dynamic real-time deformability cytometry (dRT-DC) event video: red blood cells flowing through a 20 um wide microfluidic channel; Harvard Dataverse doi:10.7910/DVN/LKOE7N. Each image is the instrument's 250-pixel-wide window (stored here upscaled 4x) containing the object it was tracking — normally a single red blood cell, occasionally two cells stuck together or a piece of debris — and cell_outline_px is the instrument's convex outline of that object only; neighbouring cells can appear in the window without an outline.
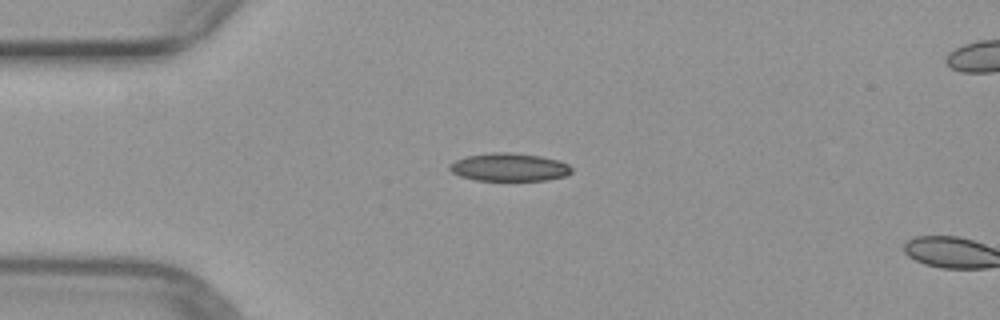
{"species": "common noctule bat (a hibernating species)", "species_latin": "Nyctalus noctula", "temperature_condition": "warm", "stored_images_in_passage": 14, "camera_frame_rate_fps": 3000, "um_per_image_px": 0.085, "animal": {"sex": "female", "body_mass_g": 29.2, "forearm_length_mm": 56.3}, "frame": {"image": 1, "passage_image": 12, "time_ms": 3.667, "image_size_px": [1000, 320], "cell_outline_px": [[572, 172], [568, 176], [548, 180], [476, 180], [460, 176], [452, 172], [448, 168], [448, 164], [456, 160], [468, 156], [492, 152], [512, 152], [540, 156], [556, 160], [568, 164], [572, 168]], "centroid_in_image_um": [43.29, 14.21], "position_along_channel_um": 41.7, "area_um2": 19.94}}